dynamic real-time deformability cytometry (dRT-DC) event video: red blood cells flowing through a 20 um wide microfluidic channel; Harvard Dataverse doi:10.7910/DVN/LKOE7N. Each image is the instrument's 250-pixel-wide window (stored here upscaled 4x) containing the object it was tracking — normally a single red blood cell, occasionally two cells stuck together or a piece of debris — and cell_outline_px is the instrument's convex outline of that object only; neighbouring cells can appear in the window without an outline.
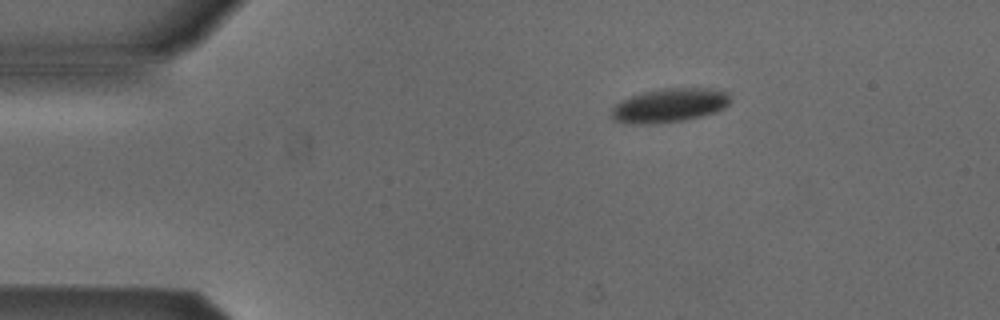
{"species": "Egyptian fruit bat (a non-hibernating species)", "species_latin": "Rousettus aegyptiacus", "temperature_condition": "cold", "stored_images_in_passage": 6, "camera_frame_rate_fps": 3000, "um_per_image_px": 0.085, "animal": {"sex": "male"}, "frame": {"image": 1, "passage_image": 2, "time_ms": 0.333, "image_size_px": [1000, 320], "cell_outline_px": [[728, 104], [724, 108], [700, 116], [684, 120], [656, 124], [636, 124], [612, 120], [612, 108], [620, 100], [628, 96], [660, 88], [712, 88], [728, 92]], "centroid_in_image_um": [56.86, 8.95], "position_along_channel_um": 28.1, "area_um2": 23.47}}
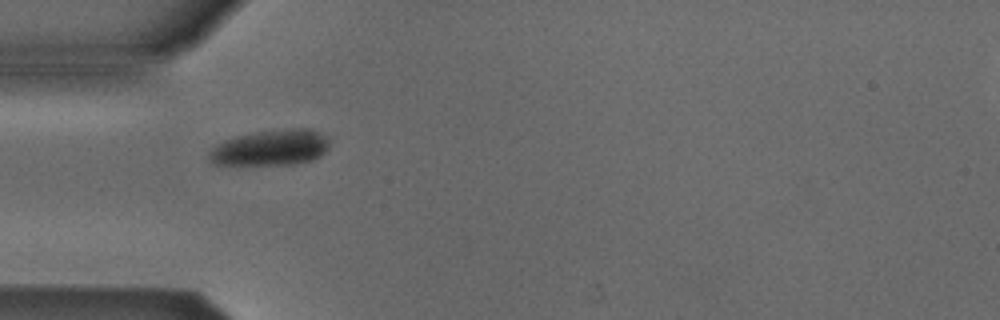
{"frame": {"image": 2, "passage_image": 4, "time_ms": 1.0, "image_size_px": [1000, 320], "cell_outline_px": [[328, 148], [320, 156], [312, 160], [292, 164], [216, 164], [208, 156], [208, 152], [216, 144], [224, 140], [236, 136], [256, 132], [300, 128], [308, 128], [320, 132], [328, 136]], "centroid_in_image_um": [23.03, 12.54], "position_along_channel_um": 62.0, "area_um2": 24.8}}
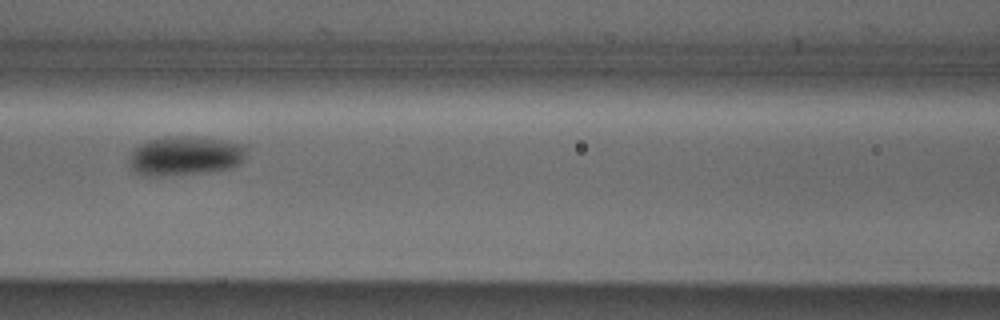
{"frame": {"image": 3, "passage_image": 6, "time_ms": 1.667, "image_size_px": [1000, 320], "cell_outline_px": [[244, 156], [240, 164], [232, 168], [212, 172], [156, 176], [136, 172], [132, 168], [128, 160], [132, 148], [148, 140], [164, 136], [196, 136], [244, 144]], "centroid_in_image_um": [15.72, 13.23], "position_along_channel_um": 150.9, "area_um2": 26.93}}